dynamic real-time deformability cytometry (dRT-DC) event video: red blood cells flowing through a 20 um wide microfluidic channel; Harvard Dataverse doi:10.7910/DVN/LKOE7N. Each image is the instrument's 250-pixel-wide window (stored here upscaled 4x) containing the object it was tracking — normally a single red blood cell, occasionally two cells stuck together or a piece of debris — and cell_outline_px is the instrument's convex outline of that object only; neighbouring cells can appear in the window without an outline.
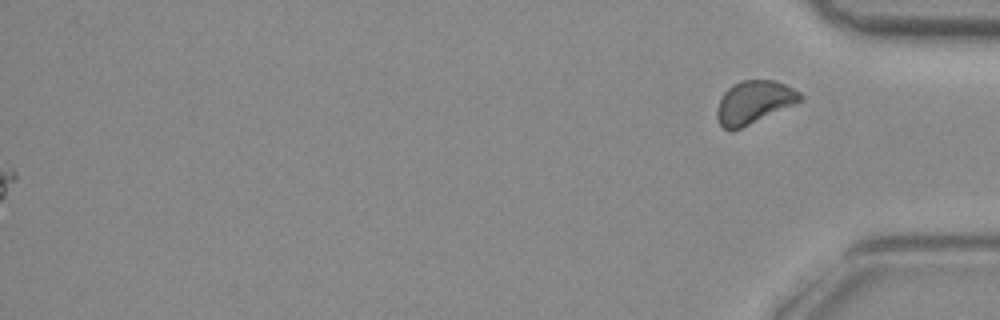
{"species": "common noctule bat (a hibernating species)", "species_latin": "Nyctalus noctula", "temperature_condition": "room temperature", "stored_images_in_passage": 39, "segment_of_instrument_passage": [2, 2], "camera_frame_rate_fps": 3000, "um_per_image_px": 0.085, "animal": {"sex": "female", "body_mass_g": 29.2, "forearm_length_mm": 56.3}, "frame": {"image": 1, "passage_image": 39, "time_ms": 12.667, "image_size_px": [1000, 320], "cell_outline_px": [[804, 100], [796, 104], [732, 132], [724, 128], [720, 124], [716, 116], [716, 108], [724, 92], [732, 84], [740, 80], [772, 80], [784, 84], [800, 92], [804, 96]], "centroid_in_image_um": [64.09, 8.69], "position_along_channel_um": 371.1, "area_um2": 20.98}}